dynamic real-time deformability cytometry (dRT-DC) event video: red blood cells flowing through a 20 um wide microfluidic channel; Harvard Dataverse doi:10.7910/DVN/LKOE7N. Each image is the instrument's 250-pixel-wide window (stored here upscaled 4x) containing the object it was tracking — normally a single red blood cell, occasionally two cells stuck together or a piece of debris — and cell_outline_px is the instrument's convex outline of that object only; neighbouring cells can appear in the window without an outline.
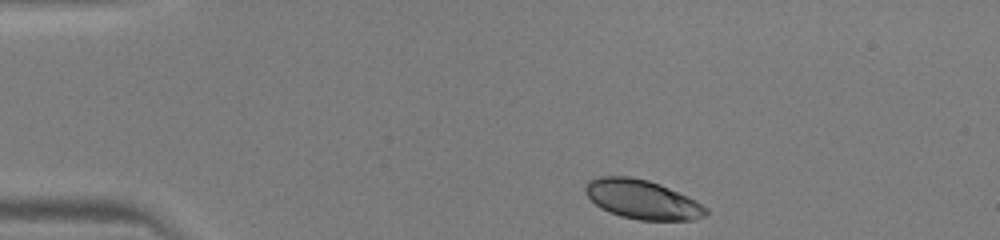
{"species": "human", "species_latin": "Homo sapiens", "temperature_condition": "warm", "stored_images_in_passage": 39, "camera_frame_rate_fps": 3000, "um_per_image_px": 0.085, "donor": {"sex": "male"}, "frame": {"image": 1, "passage_image": 1, "time_ms": 0.0, "image_size_px": [1000, 240], "cell_outline_px": [[708, 216], [692, 220], [640, 220], [620, 216], [600, 208], [588, 196], [584, 188], [588, 180], [600, 176], [632, 176], [648, 180], [660, 184], [688, 196], [696, 200], [708, 208]], "centroid_in_image_um": [54.62, 16.95], "position_along_channel_um": 30.4, "area_um2": 27.69}}
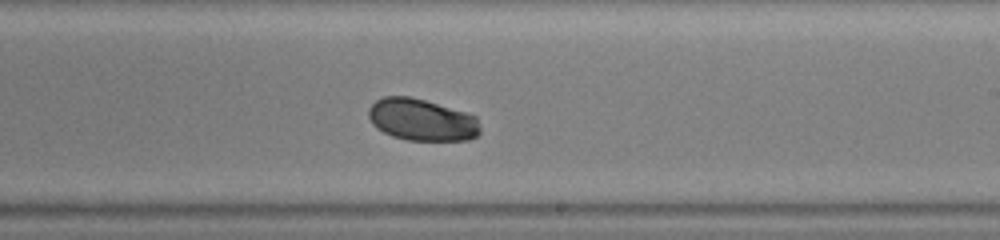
{"frame": {"image": 2, "passage_image": 21, "time_ms": 6.667, "image_size_px": [1000, 240], "cell_outline_px": [[480, 132], [476, 136], [468, 140], [408, 140], [392, 136], [376, 128], [372, 124], [368, 116], [368, 108], [376, 100], [384, 96], [408, 96], [424, 100], [464, 112], [476, 116], [480, 128]], "centroid_in_image_um": [35.82, 10.19], "position_along_channel_um": 253.2, "area_um2": 27.17}}
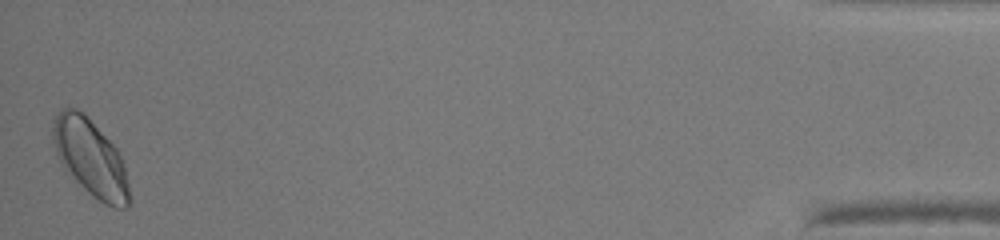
{"frame": {"image": 3, "passage_image": 39, "time_ms": 12.667, "image_size_px": [1000, 240], "cell_outline_px": [[128, 204], [124, 208], [116, 208], [104, 204], [92, 196], [60, 164], [56, 156], [52, 140], [52, 128], [56, 112], [64, 108], [76, 108], [84, 112], [120, 152], [128, 184]], "centroid_in_image_um": [7.65, 13.37], "position_along_channel_um": 427.6, "area_um2": 34.1}}